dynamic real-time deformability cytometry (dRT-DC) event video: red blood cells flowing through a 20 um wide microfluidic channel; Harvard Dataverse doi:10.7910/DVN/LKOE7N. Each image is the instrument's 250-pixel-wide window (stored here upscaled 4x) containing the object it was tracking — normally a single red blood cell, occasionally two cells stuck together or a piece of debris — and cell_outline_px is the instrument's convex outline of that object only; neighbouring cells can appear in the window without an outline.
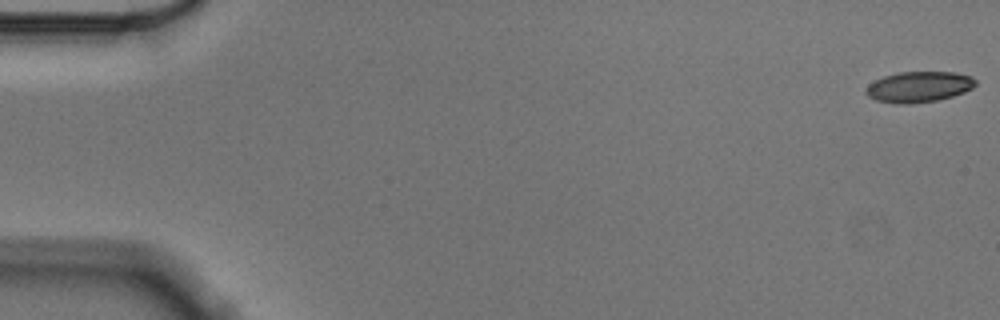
{"species": "Egyptian fruit bat (a non-hibernating species)", "species_latin": "Rousettus aegyptiacus", "temperature_condition": "cold", "stored_images_in_passage": 9, "camera_frame_rate_fps": 3000, "um_per_image_px": 0.085, "animal": {"sex": "male"}, "frame": {"image": 1, "passage_image": 1, "time_ms": 0.0, "image_size_px": [1000, 320], "cell_outline_px": [[976, 84], [972, 88], [964, 92], [952, 96], [936, 100], [912, 104], [896, 104], [876, 100], [868, 96], [864, 92], [868, 84], [884, 76], [896, 72], [956, 72], [972, 76], [976, 80]], "centroid_in_image_um": [78.09, 7.38], "position_along_channel_um": 6.9, "area_um2": 19.77}}